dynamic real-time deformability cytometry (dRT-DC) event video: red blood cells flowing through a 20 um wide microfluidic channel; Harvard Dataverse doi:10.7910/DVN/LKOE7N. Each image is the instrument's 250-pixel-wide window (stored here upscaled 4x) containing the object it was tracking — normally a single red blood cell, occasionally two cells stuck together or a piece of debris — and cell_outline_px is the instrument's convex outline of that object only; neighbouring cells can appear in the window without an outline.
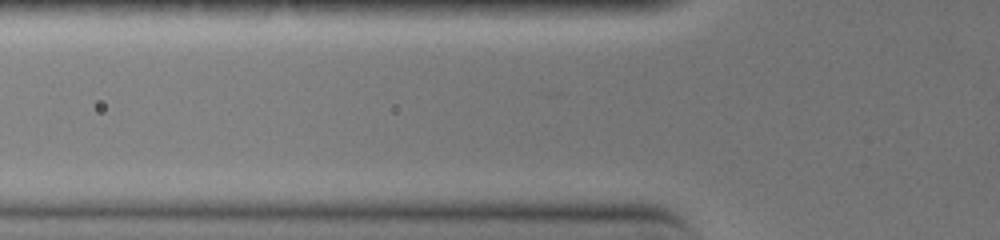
{"species": "common noctule bat (a hibernating species)", "species_latin": "Nyctalus noctula", "temperature_condition": "warm", "stored_images_in_passage": 2, "camera_frame_rate_fps": 3000, "um_per_image_px": 0.085, "animal": {"sex": "female", "body_mass_g": 19.0, "forearm_length_mm": 51.5}, "frame": {"image": 1, "passage_image": 2, "time_ms": 0.333, "image_size_px": [1000, 240], "cell_outline_px": [[636, 164], [628, 168], [504, 168], [488, 160], [532, 156], [600, 156], [624, 160]], "centroid_in_image_um": [47.82, 13.8], "position_along_channel_um": 78.0, "area_um2": 10.75}}